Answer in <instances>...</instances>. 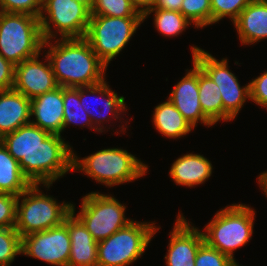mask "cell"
<instances>
[{
  "mask_svg": "<svg viewBox=\"0 0 267 266\" xmlns=\"http://www.w3.org/2000/svg\"><path fill=\"white\" fill-rule=\"evenodd\" d=\"M63 87L31 99L30 123L50 134L61 135L64 121ZM33 116L35 117L33 119Z\"/></svg>",
  "mask_w": 267,
  "mask_h": 266,
  "instance_id": "obj_17",
  "label": "cell"
},
{
  "mask_svg": "<svg viewBox=\"0 0 267 266\" xmlns=\"http://www.w3.org/2000/svg\"><path fill=\"white\" fill-rule=\"evenodd\" d=\"M43 36L39 17L0 11V54L13 65L41 53Z\"/></svg>",
  "mask_w": 267,
  "mask_h": 266,
  "instance_id": "obj_5",
  "label": "cell"
},
{
  "mask_svg": "<svg viewBox=\"0 0 267 266\" xmlns=\"http://www.w3.org/2000/svg\"><path fill=\"white\" fill-rule=\"evenodd\" d=\"M255 213L251 206L241 203L221 208L205 225L204 242L235 260L234 251L252 238Z\"/></svg>",
  "mask_w": 267,
  "mask_h": 266,
  "instance_id": "obj_4",
  "label": "cell"
},
{
  "mask_svg": "<svg viewBox=\"0 0 267 266\" xmlns=\"http://www.w3.org/2000/svg\"><path fill=\"white\" fill-rule=\"evenodd\" d=\"M199 102L203 114L215 125L219 121L234 120L223 108L217 84L198 66Z\"/></svg>",
  "mask_w": 267,
  "mask_h": 266,
  "instance_id": "obj_23",
  "label": "cell"
},
{
  "mask_svg": "<svg viewBox=\"0 0 267 266\" xmlns=\"http://www.w3.org/2000/svg\"><path fill=\"white\" fill-rule=\"evenodd\" d=\"M211 161L200 154L187 153L171 165L169 176L178 186L194 187L204 184L211 177Z\"/></svg>",
  "mask_w": 267,
  "mask_h": 266,
  "instance_id": "obj_21",
  "label": "cell"
},
{
  "mask_svg": "<svg viewBox=\"0 0 267 266\" xmlns=\"http://www.w3.org/2000/svg\"><path fill=\"white\" fill-rule=\"evenodd\" d=\"M148 167L121 147L102 149L82 159L73 153L74 172H83L109 188L139 179L147 174Z\"/></svg>",
  "mask_w": 267,
  "mask_h": 266,
  "instance_id": "obj_3",
  "label": "cell"
},
{
  "mask_svg": "<svg viewBox=\"0 0 267 266\" xmlns=\"http://www.w3.org/2000/svg\"><path fill=\"white\" fill-rule=\"evenodd\" d=\"M64 140L31 123L0 139L30 183L43 184L47 190L57 179L73 171L75 151Z\"/></svg>",
  "mask_w": 267,
  "mask_h": 266,
  "instance_id": "obj_1",
  "label": "cell"
},
{
  "mask_svg": "<svg viewBox=\"0 0 267 266\" xmlns=\"http://www.w3.org/2000/svg\"><path fill=\"white\" fill-rule=\"evenodd\" d=\"M236 263V260L208 246L205 242L199 247L195 257V266H235Z\"/></svg>",
  "mask_w": 267,
  "mask_h": 266,
  "instance_id": "obj_31",
  "label": "cell"
},
{
  "mask_svg": "<svg viewBox=\"0 0 267 266\" xmlns=\"http://www.w3.org/2000/svg\"><path fill=\"white\" fill-rule=\"evenodd\" d=\"M64 121L63 131L71 124L84 126L88 129L99 131L93 126L89 114L80 103V87H63Z\"/></svg>",
  "mask_w": 267,
  "mask_h": 266,
  "instance_id": "obj_25",
  "label": "cell"
},
{
  "mask_svg": "<svg viewBox=\"0 0 267 266\" xmlns=\"http://www.w3.org/2000/svg\"><path fill=\"white\" fill-rule=\"evenodd\" d=\"M194 61L219 87L224 110L235 119L246 100L250 99L249 83L240 86L237 76L229 70L228 59H216L208 51L191 46Z\"/></svg>",
  "mask_w": 267,
  "mask_h": 266,
  "instance_id": "obj_11",
  "label": "cell"
},
{
  "mask_svg": "<svg viewBox=\"0 0 267 266\" xmlns=\"http://www.w3.org/2000/svg\"><path fill=\"white\" fill-rule=\"evenodd\" d=\"M91 15L143 17V13L131 0H95Z\"/></svg>",
  "mask_w": 267,
  "mask_h": 266,
  "instance_id": "obj_27",
  "label": "cell"
},
{
  "mask_svg": "<svg viewBox=\"0 0 267 266\" xmlns=\"http://www.w3.org/2000/svg\"><path fill=\"white\" fill-rule=\"evenodd\" d=\"M250 100L267 109V71L249 82Z\"/></svg>",
  "mask_w": 267,
  "mask_h": 266,
  "instance_id": "obj_34",
  "label": "cell"
},
{
  "mask_svg": "<svg viewBox=\"0 0 267 266\" xmlns=\"http://www.w3.org/2000/svg\"><path fill=\"white\" fill-rule=\"evenodd\" d=\"M39 185L32 184L18 196L15 229L21 238L59 226L71 213V202L58 203L42 193Z\"/></svg>",
  "mask_w": 267,
  "mask_h": 266,
  "instance_id": "obj_6",
  "label": "cell"
},
{
  "mask_svg": "<svg viewBox=\"0 0 267 266\" xmlns=\"http://www.w3.org/2000/svg\"><path fill=\"white\" fill-rule=\"evenodd\" d=\"M180 12L195 28L212 25L211 0H183Z\"/></svg>",
  "mask_w": 267,
  "mask_h": 266,
  "instance_id": "obj_28",
  "label": "cell"
},
{
  "mask_svg": "<svg viewBox=\"0 0 267 266\" xmlns=\"http://www.w3.org/2000/svg\"><path fill=\"white\" fill-rule=\"evenodd\" d=\"M140 12L144 13L146 10L151 8L156 0H131Z\"/></svg>",
  "mask_w": 267,
  "mask_h": 266,
  "instance_id": "obj_37",
  "label": "cell"
},
{
  "mask_svg": "<svg viewBox=\"0 0 267 266\" xmlns=\"http://www.w3.org/2000/svg\"><path fill=\"white\" fill-rule=\"evenodd\" d=\"M90 18L91 11L75 0H43L39 17L43 39L54 40L58 33L61 39L85 38Z\"/></svg>",
  "mask_w": 267,
  "mask_h": 266,
  "instance_id": "obj_10",
  "label": "cell"
},
{
  "mask_svg": "<svg viewBox=\"0 0 267 266\" xmlns=\"http://www.w3.org/2000/svg\"><path fill=\"white\" fill-rule=\"evenodd\" d=\"M154 13L153 20L156 30L165 37H177L185 31L190 24L187 18L181 12L164 10V9H148L143 13V20Z\"/></svg>",
  "mask_w": 267,
  "mask_h": 266,
  "instance_id": "obj_26",
  "label": "cell"
},
{
  "mask_svg": "<svg viewBox=\"0 0 267 266\" xmlns=\"http://www.w3.org/2000/svg\"><path fill=\"white\" fill-rule=\"evenodd\" d=\"M22 238L15 227L0 229V266H10L21 254Z\"/></svg>",
  "mask_w": 267,
  "mask_h": 266,
  "instance_id": "obj_29",
  "label": "cell"
},
{
  "mask_svg": "<svg viewBox=\"0 0 267 266\" xmlns=\"http://www.w3.org/2000/svg\"><path fill=\"white\" fill-rule=\"evenodd\" d=\"M161 227L155 222L132 221L107 239L98 242L97 266H129L147 249Z\"/></svg>",
  "mask_w": 267,
  "mask_h": 266,
  "instance_id": "obj_7",
  "label": "cell"
},
{
  "mask_svg": "<svg viewBox=\"0 0 267 266\" xmlns=\"http://www.w3.org/2000/svg\"><path fill=\"white\" fill-rule=\"evenodd\" d=\"M44 40L55 79L61 87H84L106 79L107 65L95 54L85 38Z\"/></svg>",
  "mask_w": 267,
  "mask_h": 266,
  "instance_id": "obj_2",
  "label": "cell"
},
{
  "mask_svg": "<svg viewBox=\"0 0 267 266\" xmlns=\"http://www.w3.org/2000/svg\"><path fill=\"white\" fill-rule=\"evenodd\" d=\"M69 231L71 251L68 266H97L98 242L71 212L63 222Z\"/></svg>",
  "mask_w": 267,
  "mask_h": 266,
  "instance_id": "obj_18",
  "label": "cell"
},
{
  "mask_svg": "<svg viewBox=\"0 0 267 266\" xmlns=\"http://www.w3.org/2000/svg\"><path fill=\"white\" fill-rule=\"evenodd\" d=\"M243 45H253L267 38V1L253 0L233 23Z\"/></svg>",
  "mask_w": 267,
  "mask_h": 266,
  "instance_id": "obj_20",
  "label": "cell"
},
{
  "mask_svg": "<svg viewBox=\"0 0 267 266\" xmlns=\"http://www.w3.org/2000/svg\"><path fill=\"white\" fill-rule=\"evenodd\" d=\"M31 100L14 89L0 91V139L30 123Z\"/></svg>",
  "mask_w": 267,
  "mask_h": 266,
  "instance_id": "obj_19",
  "label": "cell"
},
{
  "mask_svg": "<svg viewBox=\"0 0 267 266\" xmlns=\"http://www.w3.org/2000/svg\"><path fill=\"white\" fill-rule=\"evenodd\" d=\"M190 223L178 212L173 230L169 233L168 252L164 257L166 266H195V257L204 237L202 230Z\"/></svg>",
  "mask_w": 267,
  "mask_h": 266,
  "instance_id": "obj_15",
  "label": "cell"
},
{
  "mask_svg": "<svg viewBox=\"0 0 267 266\" xmlns=\"http://www.w3.org/2000/svg\"><path fill=\"white\" fill-rule=\"evenodd\" d=\"M253 0H211L212 24L223 18H230L234 23L242 10Z\"/></svg>",
  "mask_w": 267,
  "mask_h": 266,
  "instance_id": "obj_30",
  "label": "cell"
},
{
  "mask_svg": "<svg viewBox=\"0 0 267 266\" xmlns=\"http://www.w3.org/2000/svg\"><path fill=\"white\" fill-rule=\"evenodd\" d=\"M183 0H156L149 9H164L180 12Z\"/></svg>",
  "mask_w": 267,
  "mask_h": 266,
  "instance_id": "obj_36",
  "label": "cell"
},
{
  "mask_svg": "<svg viewBox=\"0 0 267 266\" xmlns=\"http://www.w3.org/2000/svg\"><path fill=\"white\" fill-rule=\"evenodd\" d=\"M43 0H0V11L6 13H25L40 17Z\"/></svg>",
  "mask_w": 267,
  "mask_h": 266,
  "instance_id": "obj_32",
  "label": "cell"
},
{
  "mask_svg": "<svg viewBox=\"0 0 267 266\" xmlns=\"http://www.w3.org/2000/svg\"><path fill=\"white\" fill-rule=\"evenodd\" d=\"M14 75L15 65L0 54V91L13 89Z\"/></svg>",
  "mask_w": 267,
  "mask_h": 266,
  "instance_id": "obj_35",
  "label": "cell"
},
{
  "mask_svg": "<svg viewBox=\"0 0 267 266\" xmlns=\"http://www.w3.org/2000/svg\"><path fill=\"white\" fill-rule=\"evenodd\" d=\"M71 240L67 226H59L22 237L21 255L54 266H68Z\"/></svg>",
  "mask_w": 267,
  "mask_h": 266,
  "instance_id": "obj_12",
  "label": "cell"
},
{
  "mask_svg": "<svg viewBox=\"0 0 267 266\" xmlns=\"http://www.w3.org/2000/svg\"><path fill=\"white\" fill-rule=\"evenodd\" d=\"M17 201V195L0 193V229L15 227Z\"/></svg>",
  "mask_w": 267,
  "mask_h": 266,
  "instance_id": "obj_33",
  "label": "cell"
},
{
  "mask_svg": "<svg viewBox=\"0 0 267 266\" xmlns=\"http://www.w3.org/2000/svg\"><path fill=\"white\" fill-rule=\"evenodd\" d=\"M92 95H94V97L96 95L99 96V99L101 98L100 100L98 99L99 102L97 100L98 97L96 96V98H94ZM88 97L90 99L93 98L94 101L91 100L95 102V103L92 102L93 104L97 103L98 105V103L99 104L103 103L102 105H103L104 110L101 109V111H99L98 110L99 107H98V108H94L96 109L95 111L93 109L94 106H92L90 101L87 100ZM88 101L90 104L88 103ZM80 103L82 107L86 110V112L89 114V117L92 121L93 126L100 133L108 129L106 128V126L104 127L105 121L109 123L108 121H110V118L114 117V120L117 121L118 119L121 122L122 116L127 111L125 98L123 96H118V94L110 88V85H108V82H106L105 80L92 86L80 87Z\"/></svg>",
  "mask_w": 267,
  "mask_h": 266,
  "instance_id": "obj_14",
  "label": "cell"
},
{
  "mask_svg": "<svg viewBox=\"0 0 267 266\" xmlns=\"http://www.w3.org/2000/svg\"><path fill=\"white\" fill-rule=\"evenodd\" d=\"M75 209L74 204H71V212L97 242L107 239L133 221L125 217L126 206L118 199L96 191L82 197L81 210L78 214L75 213Z\"/></svg>",
  "mask_w": 267,
  "mask_h": 266,
  "instance_id": "obj_9",
  "label": "cell"
},
{
  "mask_svg": "<svg viewBox=\"0 0 267 266\" xmlns=\"http://www.w3.org/2000/svg\"><path fill=\"white\" fill-rule=\"evenodd\" d=\"M143 17L91 15L85 39L95 54L108 66L125 48Z\"/></svg>",
  "mask_w": 267,
  "mask_h": 266,
  "instance_id": "obj_8",
  "label": "cell"
},
{
  "mask_svg": "<svg viewBox=\"0 0 267 266\" xmlns=\"http://www.w3.org/2000/svg\"><path fill=\"white\" fill-rule=\"evenodd\" d=\"M192 66L193 68L186 70L185 76L177 82L167 98L193 128L197 127L198 122L211 127L214 124L203 114L199 102L198 65L193 61Z\"/></svg>",
  "mask_w": 267,
  "mask_h": 266,
  "instance_id": "obj_16",
  "label": "cell"
},
{
  "mask_svg": "<svg viewBox=\"0 0 267 266\" xmlns=\"http://www.w3.org/2000/svg\"><path fill=\"white\" fill-rule=\"evenodd\" d=\"M152 116L154 128L163 137L177 139L194 130L169 99L155 106Z\"/></svg>",
  "mask_w": 267,
  "mask_h": 266,
  "instance_id": "obj_22",
  "label": "cell"
},
{
  "mask_svg": "<svg viewBox=\"0 0 267 266\" xmlns=\"http://www.w3.org/2000/svg\"><path fill=\"white\" fill-rule=\"evenodd\" d=\"M75 1L81 3L82 5H85L90 11L95 3V0H75Z\"/></svg>",
  "mask_w": 267,
  "mask_h": 266,
  "instance_id": "obj_39",
  "label": "cell"
},
{
  "mask_svg": "<svg viewBox=\"0 0 267 266\" xmlns=\"http://www.w3.org/2000/svg\"><path fill=\"white\" fill-rule=\"evenodd\" d=\"M32 184L23 175L16 161L0 141V193L19 196Z\"/></svg>",
  "mask_w": 267,
  "mask_h": 266,
  "instance_id": "obj_24",
  "label": "cell"
},
{
  "mask_svg": "<svg viewBox=\"0 0 267 266\" xmlns=\"http://www.w3.org/2000/svg\"><path fill=\"white\" fill-rule=\"evenodd\" d=\"M258 184L260 185V189H262V191H264L263 194H265V197L267 198V171L261 173L258 177Z\"/></svg>",
  "mask_w": 267,
  "mask_h": 266,
  "instance_id": "obj_38",
  "label": "cell"
},
{
  "mask_svg": "<svg viewBox=\"0 0 267 266\" xmlns=\"http://www.w3.org/2000/svg\"><path fill=\"white\" fill-rule=\"evenodd\" d=\"M41 53L15 66L13 89L30 100L59 87L48 57L45 63L38 58Z\"/></svg>",
  "mask_w": 267,
  "mask_h": 266,
  "instance_id": "obj_13",
  "label": "cell"
}]
</instances>
